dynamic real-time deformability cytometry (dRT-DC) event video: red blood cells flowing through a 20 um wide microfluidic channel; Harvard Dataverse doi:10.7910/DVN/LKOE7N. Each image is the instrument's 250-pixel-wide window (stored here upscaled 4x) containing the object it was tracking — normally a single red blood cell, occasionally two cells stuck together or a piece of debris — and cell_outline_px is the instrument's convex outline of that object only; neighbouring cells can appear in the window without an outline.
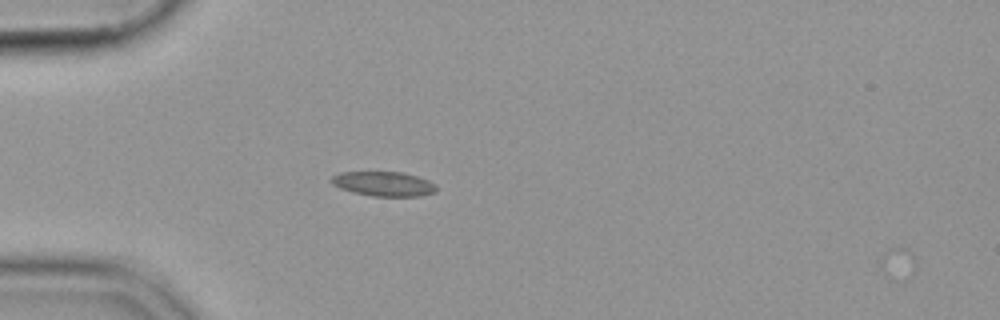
{"species": "common noctule bat (a hibernating species)", "species_latin": "Nyctalus noctula", "temperature_condition": "cold", "stored_images_in_passage": 40, "camera_frame_rate_fps": 3000, "um_per_image_px": 0.085, "animal": {"sex": "female", "body_mass_g": 19.9}, "frame": {"image": 1, "passage_image": 1, "time_ms": 0.0, "image_size_px": [1000, 320], "cell_outline_px": [[436, 192], [420, 196], [372, 196], [352, 192], [340, 188], [332, 184], [328, 180], [332, 176], [340, 172], [400, 172], [416, 176], [428, 180], [436, 184]], "centroid_in_image_um": [32.58, 15.63], "position_along_channel_um": 52.4, "area_um2": 15.09}}
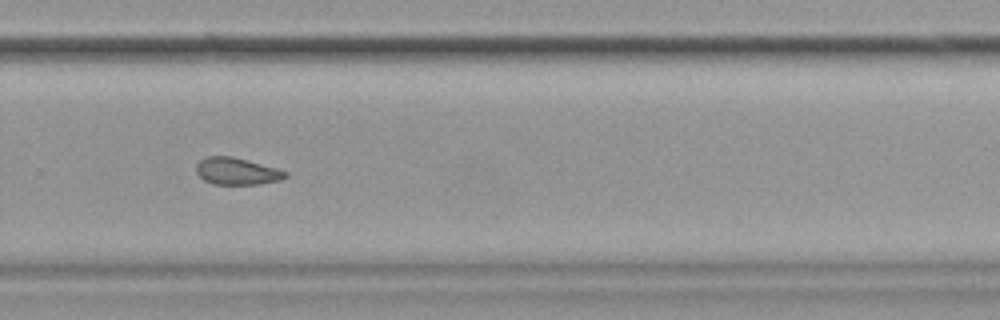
{"frame": {"image": 2, "passage_image": 23, "time_ms": 7.333, "image_size_px": [1000, 320], "cell_outline_px": [[288, 176], [280, 180], [260, 184], [212, 184], [204, 180], [196, 172], [196, 164], [200, 160], [208, 156], [232, 156], [276, 168], [288, 172]], "centroid_in_image_um": [20.12, 14.56], "position_along_channel_um": 309.7, "area_um2": 13.99}}
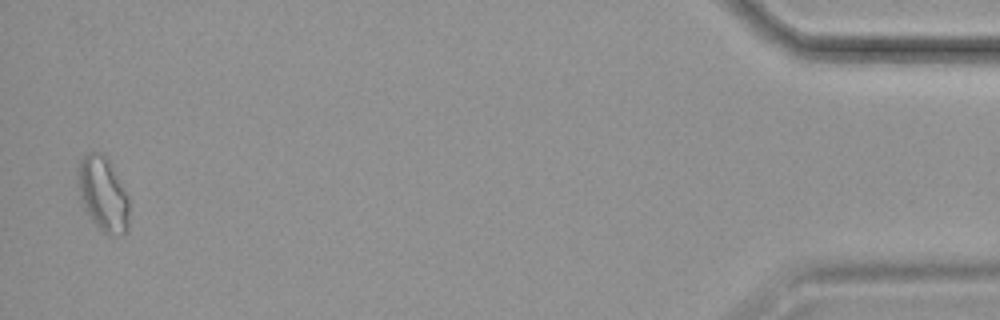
{"frame": {"image": 3, "passage_image": 39, "time_ms": 12.667, "image_size_px": [1000, 320], "cell_outline_px": [[128, 232], [124, 236], [108, 236], [92, 220], [84, 208], [80, 200], [76, 184], [76, 180], [80, 160], [88, 152], [104, 152], [128, 196]], "centroid_in_image_um": [8.74, 16.51], "position_along_channel_um": 426.5, "area_um2": 22.54}}